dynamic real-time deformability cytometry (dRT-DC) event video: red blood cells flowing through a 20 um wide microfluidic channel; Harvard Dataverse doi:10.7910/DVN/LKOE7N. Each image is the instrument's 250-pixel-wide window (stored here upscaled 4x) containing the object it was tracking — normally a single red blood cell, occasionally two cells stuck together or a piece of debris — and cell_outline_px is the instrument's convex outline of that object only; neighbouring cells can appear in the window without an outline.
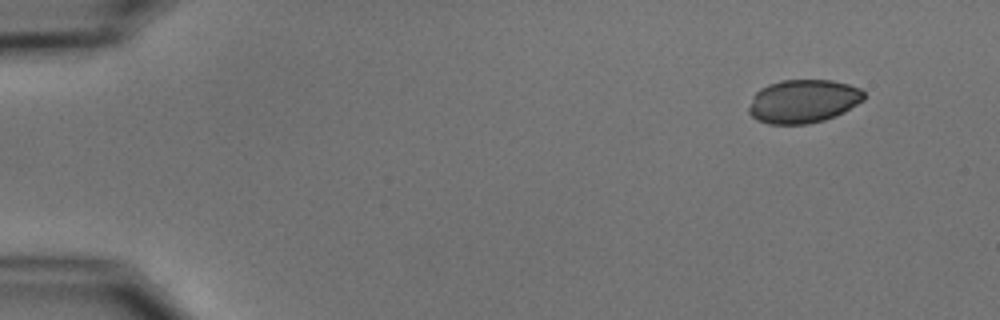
{"species": "common noctule bat (a hibernating species)", "species_latin": "Nyctalus noctula", "temperature_condition": "cold", "stored_images_in_passage": 4, "camera_frame_rate_fps": 3000, "um_per_image_px": 0.085, "animal": {"sex": "male", "body_mass_g": 15.6}, "frame": {"image": 1, "passage_image": 1, "time_ms": 0.0, "image_size_px": [1000, 320], "cell_outline_px": [[864, 100], [844, 112], [836, 116], [824, 120], [808, 124], [768, 124], [756, 120], [748, 112], [748, 108], [752, 96], [760, 88], [768, 84], [784, 80], [832, 80], [848, 84], [860, 88], [864, 92]], "centroid_in_image_um": [68.26, 8.61], "position_along_channel_um": 16.7, "area_um2": 29.36}}
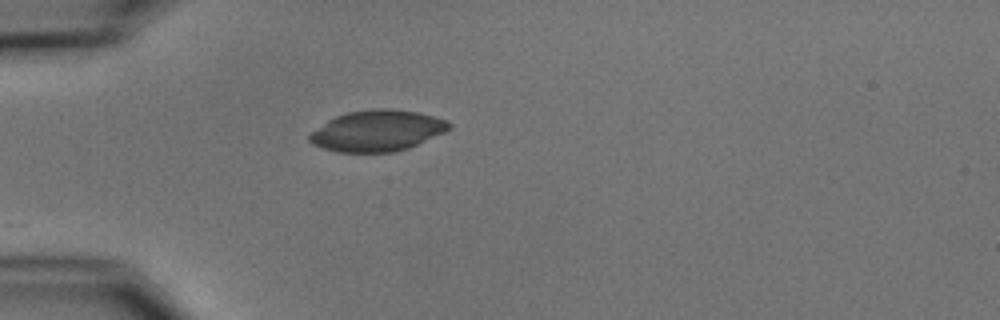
{"frame": {"image": 2, "passage_image": 4, "time_ms": 3.667, "image_size_px": [1000, 320], "cell_outline_px": [[452, 128], [444, 132], [408, 148], [396, 152], [340, 152], [324, 148], [312, 144], [308, 140], [308, 136], [312, 132], [328, 120], [336, 116], [348, 112], [372, 108], [388, 108], [416, 112], [448, 120], [452, 124]], "centroid_in_image_um": [32.08, 11.11], "position_along_channel_um": 52.9, "area_um2": 33.23}}